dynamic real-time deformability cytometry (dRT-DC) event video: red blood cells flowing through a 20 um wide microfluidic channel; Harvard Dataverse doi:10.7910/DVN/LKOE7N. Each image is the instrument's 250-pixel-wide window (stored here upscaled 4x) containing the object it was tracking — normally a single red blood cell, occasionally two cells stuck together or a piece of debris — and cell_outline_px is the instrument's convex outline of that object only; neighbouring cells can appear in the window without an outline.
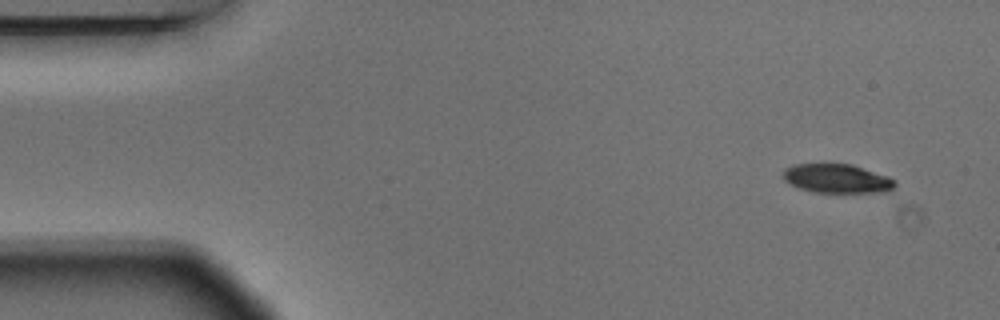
{"species": "Egyptian fruit bat (a non-hibernating species)", "species_latin": "Rousettus aegyptiacus", "temperature_condition": "warm", "stored_images_in_passage": 4, "camera_frame_rate_fps": 3000, "um_per_image_px": 0.085, "animal": {"sex": "male"}, "frame": {"image": 1, "passage_image": 1, "time_ms": 0.0, "image_size_px": [1000, 320], "cell_outline_px": [[896, 188], [888, 192], [812, 192], [800, 188], [784, 180], [784, 168], [796, 164], [852, 164], [888, 176], [896, 184]], "centroid_in_image_um": [71.17, 15.18], "position_along_channel_um": 13.8, "area_um2": 18.79}}
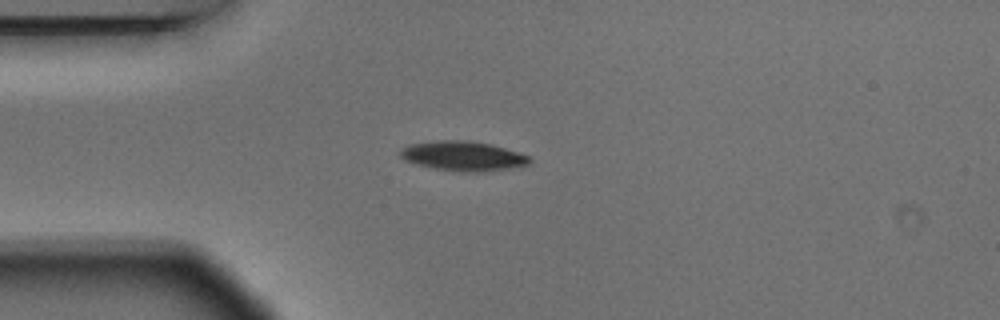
{"frame": {"image": 2, "passage_image": 4, "time_ms": 1.0, "image_size_px": [1000, 320], "cell_outline_px": [[532, 160], [528, 164], [508, 168], [480, 172], [460, 172], [436, 168], [416, 164], [404, 160], [400, 156], [400, 148], [408, 144], [436, 140], [468, 140], [492, 144], [528, 156]], "centroid_in_image_um": [39.3, 13.25], "position_along_channel_um": 45.7, "area_um2": 22.25}}